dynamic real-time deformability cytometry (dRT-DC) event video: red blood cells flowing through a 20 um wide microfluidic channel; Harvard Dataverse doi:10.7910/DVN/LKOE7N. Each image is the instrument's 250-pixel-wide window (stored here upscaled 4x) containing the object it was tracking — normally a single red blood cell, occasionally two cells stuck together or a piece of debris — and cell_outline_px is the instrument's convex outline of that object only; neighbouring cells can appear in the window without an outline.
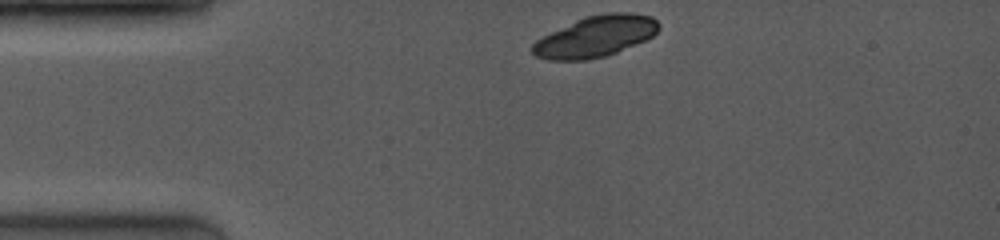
{"species": "common noctule bat (a hibernating species)", "species_latin": "Nyctalus noctula", "temperature_condition": "room temperature", "stored_images_in_passage": 1, "camera_frame_rate_fps": 4000, "um_per_image_px": 0.085, "animal": {"sex": "female", "body_mass_g": 19.0, "forearm_length_mm": 53.3}, "frame": {"image": 1, "passage_image": 1, "time_ms": 0.0, "image_size_px": [1000, 240], "cell_outline_px": [[660, 28], [652, 36], [644, 40], [616, 52], [604, 56], [588, 60], [548, 60], [536, 56], [532, 52], [532, 44], [536, 40], [584, 16], [608, 12], [632, 12], [652, 16], [660, 24]], "centroid_in_image_um": [50.64, 3.08], "position_along_channel_um": 34.4, "area_um2": 30.06}}